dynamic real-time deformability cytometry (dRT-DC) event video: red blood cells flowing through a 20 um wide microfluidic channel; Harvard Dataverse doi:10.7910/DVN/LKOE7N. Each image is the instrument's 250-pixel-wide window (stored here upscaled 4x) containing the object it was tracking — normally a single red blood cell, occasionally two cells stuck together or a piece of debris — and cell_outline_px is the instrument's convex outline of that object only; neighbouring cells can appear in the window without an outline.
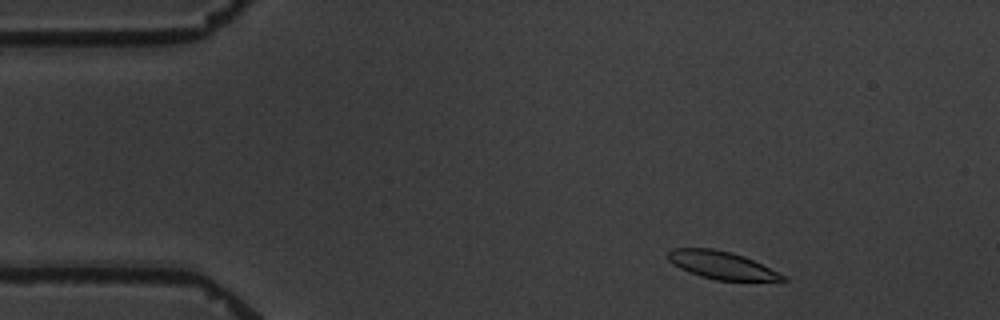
{"species": "common noctule bat (a hibernating species)", "species_latin": "Nyctalus noctula", "temperature_condition": "warm", "stored_images_in_passage": 4, "camera_frame_rate_fps": 3000, "um_per_image_px": 0.085, "animal": {"sex": "male", "body_mass_g": 19.5, "forearm_length_mm": 54.6}, "frame": {"image": 1, "passage_image": 2, "time_ms": 1.0, "image_size_px": [1000, 320], "cell_outline_px": [[788, 280], [716, 280], [700, 276], [688, 272], [680, 268], [668, 260], [668, 252], [672, 248], [712, 248], [732, 252], [744, 256], [784, 276]], "centroid_in_image_um": [61.25, 22.52], "position_along_channel_um": 23.7, "area_um2": 18.09}}